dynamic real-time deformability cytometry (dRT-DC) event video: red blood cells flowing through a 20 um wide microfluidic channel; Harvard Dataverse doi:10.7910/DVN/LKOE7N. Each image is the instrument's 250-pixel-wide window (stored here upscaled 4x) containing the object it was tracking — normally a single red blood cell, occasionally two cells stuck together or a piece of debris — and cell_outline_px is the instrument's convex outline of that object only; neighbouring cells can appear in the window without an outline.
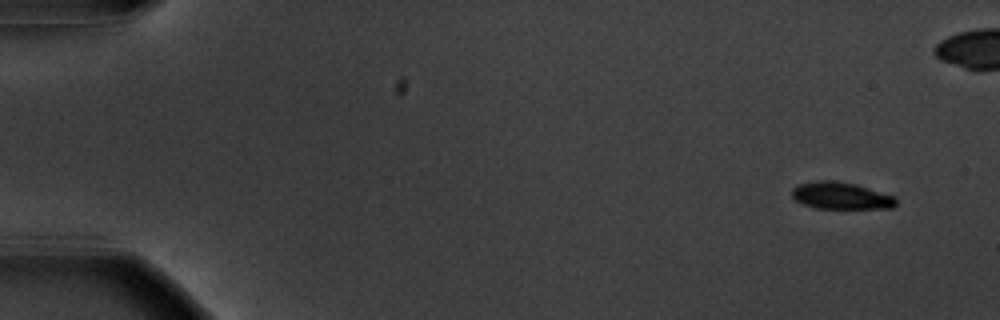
{"species": "common noctule bat (a hibernating species)", "species_latin": "Nyctalus noctula", "temperature_condition": "warm", "stored_images_in_passage": 55, "camera_frame_rate_fps": 3000, "um_per_image_px": 0.085, "animal": {"sex": "male", "body_mass_g": 20.1, "forearm_length_mm": 53.5}, "frame": {"image": 1, "passage_image": 1, "time_ms": 0.0, "image_size_px": [1000, 320], "cell_outline_px": [[896, 204], [892, 208], [816, 208], [804, 204], [796, 200], [792, 196], [792, 188], [796, 184], [816, 180], [836, 180], [856, 184], [896, 196]], "centroid_in_image_um": [71.47, 16.61], "position_along_channel_um": 13.5, "area_um2": 16.53}}
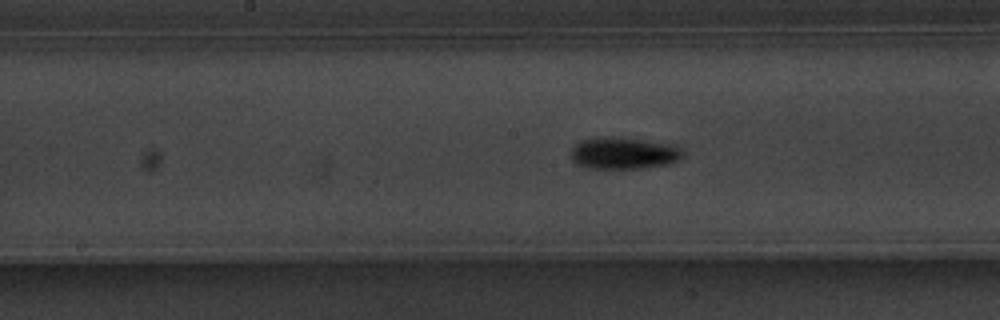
{"frame": {"image": 2, "passage_image": 27, "time_ms": 8.667, "image_size_px": [1000, 320], "cell_outline_px": [[684, 156], [668, 164], [644, 168], [588, 168], [576, 164], [572, 160], [572, 148], [580, 140], [596, 136], [608, 136], [644, 140], [668, 144], [680, 148], [684, 152]], "centroid_in_image_um": [52.97, 13.01], "position_along_channel_um": 195.2, "area_um2": 20.75}}
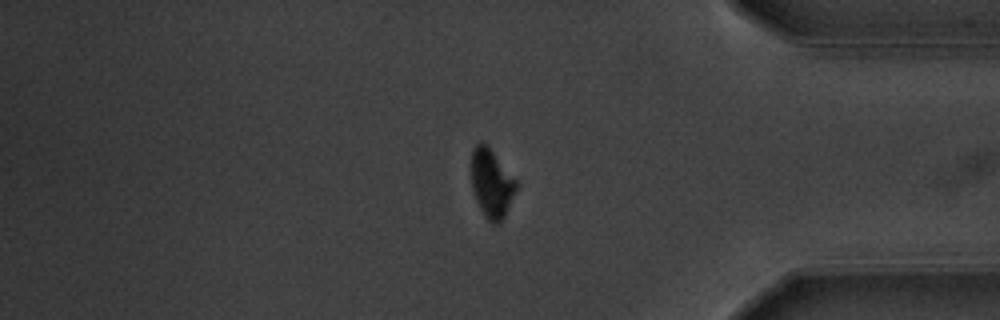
{"frame": {"image": 3, "passage_image": 45, "time_ms": 14.667, "image_size_px": [1000, 320], "cell_outline_px": [[516, 192], [504, 216], [496, 224], [492, 224], [488, 220], [480, 208], [476, 200], [472, 188], [472, 148], [480, 140], [492, 152], [516, 180]], "centroid_in_image_um": [41.77, 15.6], "position_along_channel_um": 393.4, "area_um2": 17.4}, "authors_computed_cell_mechanics": {"area_um2": 18.4382, "velocity_mm_per_s": 3.6335, "shape_relaxation_time_tau1_ms": 1.8074, "shape_relaxation_time_tau2_ms": null, "deformation_change_tau1": 0.1369, "deformation_change_tau2": null}}